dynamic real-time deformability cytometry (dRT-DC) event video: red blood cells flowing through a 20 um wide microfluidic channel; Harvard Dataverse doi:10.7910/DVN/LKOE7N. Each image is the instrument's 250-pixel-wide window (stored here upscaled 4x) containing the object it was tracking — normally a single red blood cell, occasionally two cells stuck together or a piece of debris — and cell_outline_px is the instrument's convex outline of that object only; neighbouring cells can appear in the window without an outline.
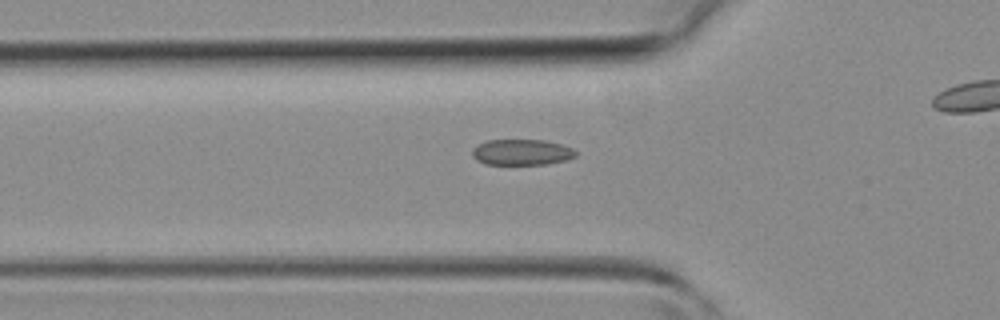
{"species": "common noctule bat (a hibernating species)", "species_latin": "Nyctalus noctula", "temperature_condition": "room temperature", "stored_images_in_passage": 28, "camera_frame_rate_fps": 3000, "um_per_image_px": 0.085, "animal": {"sex": "female", "body_mass_g": 19.3, "forearm_length_mm": 54.1}, "frame": {"image": 1, "passage_image": 8, "time_ms": 2.333, "image_size_px": [1000, 320], "cell_outline_px": [[576, 156], [568, 160], [548, 164], [484, 164], [476, 160], [472, 156], [472, 148], [488, 140], [544, 140], [560, 144], [572, 148], [576, 152]], "centroid_in_image_um": [44.34, 12.94], "position_along_channel_um": 81.5, "area_um2": 15.61}}
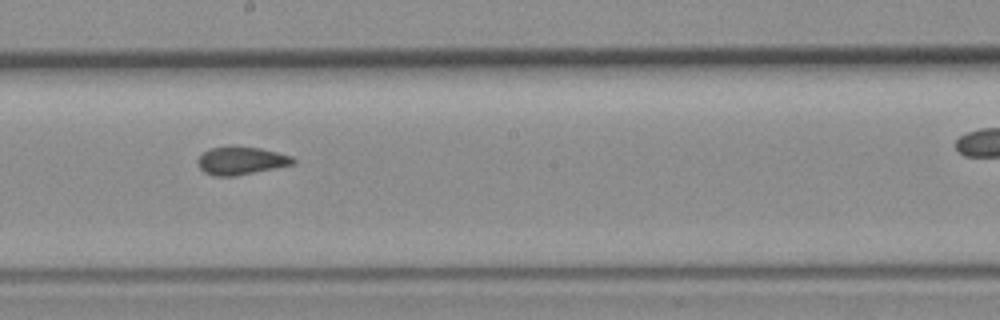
{"frame": {"image": 2, "passage_image": 17, "time_ms": 5.333, "image_size_px": [1000, 320], "cell_outline_px": [[296, 164], [276, 168], [232, 176], [212, 176], [204, 172], [200, 168], [196, 160], [204, 152], [212, 148], [260, 148], [292, 156], [296, 160]], "centroid_in_image_um": [20.52, 13.69], "position_along_channel_um": 227.7, "area_um2": 15.09}}
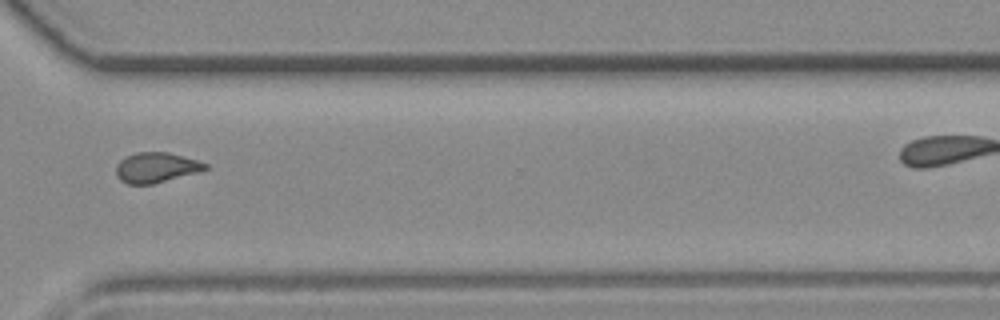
{"frame": {"image": 3, "passage_image": 25, "time_ms": 8.0, "image_size_px": [1000, 320], "cell_outline_px": [[208, 168], [196, 172], [152, 184], [128, 184], [120, 180], [116, 176], [116, 164], [120, 160], [136, 152], [168, 152], [196, 160], [208, 164]], "centroid_in_image_um": [13.23, 14.24], "position_along_channel_um": 357.4, "area_um2": 15.43}}